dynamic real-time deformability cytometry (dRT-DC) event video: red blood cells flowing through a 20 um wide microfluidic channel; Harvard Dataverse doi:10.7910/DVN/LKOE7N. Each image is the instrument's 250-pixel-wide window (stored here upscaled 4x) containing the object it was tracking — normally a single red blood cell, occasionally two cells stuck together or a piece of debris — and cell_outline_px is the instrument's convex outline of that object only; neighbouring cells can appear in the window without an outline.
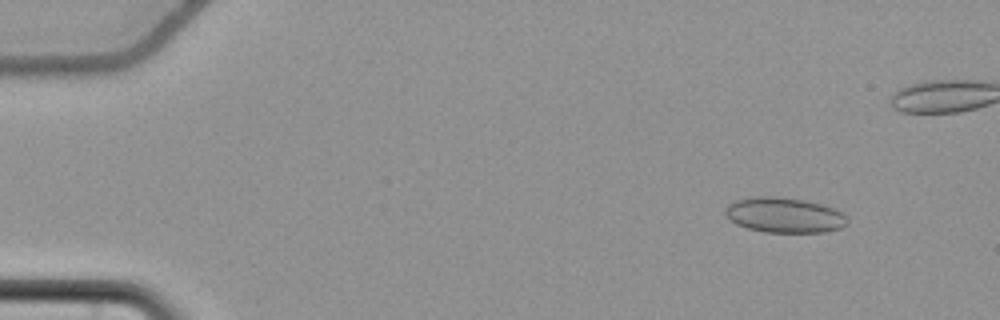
{"species": "common noctule bat (a hibernating species)", "species_latin": "Nyctalus noctula", "temperature_condition": "cold", "stored_images_in_passage": 52, "camera_frame_rate_fps": 3000, "um_per_image_px": 0.085, "animal": {"sex": "female", "body_mass_g": 22.7, "forearm_length_mm": 54.2}, "frame": {"image": 1, "passage_image": 7, "time_ms": 2.0, "image_size_px": [1000, 320], "cell_outline_px": [[848, 224], [840, 228], [824, 232], [764, 232], [748, 228], [736, 224], [728, 220], [724, 212], [724, 208], [728, 204], [736, 200], [752, 196], [772, 196], [804, 200], [824, 204], [844, 212], [848, 216]], "centroid_in_image_um": [66.68, 18.28], "position_along_channel_um": 18.3, "area_um2": 25.43}}
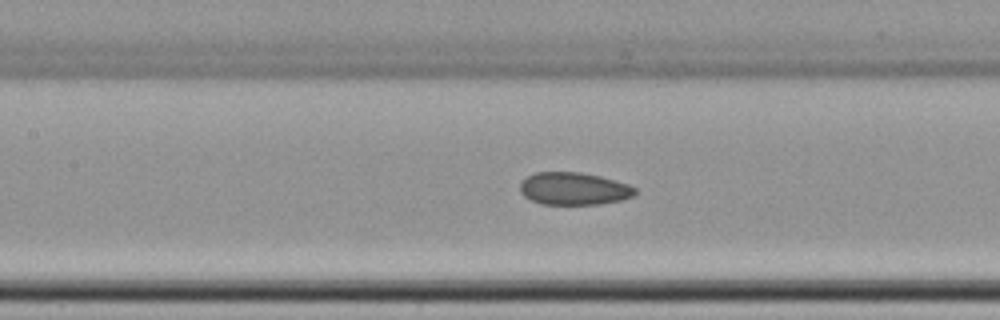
{"frame": {"image": 2, "passage_image": 28, "time_ms": 9.0, "image_size_px": [1000, 320], "cell_outline_px": [[636, 192], [632, 196], [620, 200], [600, 204], [540, 204], [524, 196], [520, 192], [520, 184], [528, 176], [536, 172], [580, 172], [600, 176], [628, 184], [636, 188]], "centroid_in_image_um": [48.77, 16.04], "position_along_channel_um": 158.6, "area_um2": 21.68}}
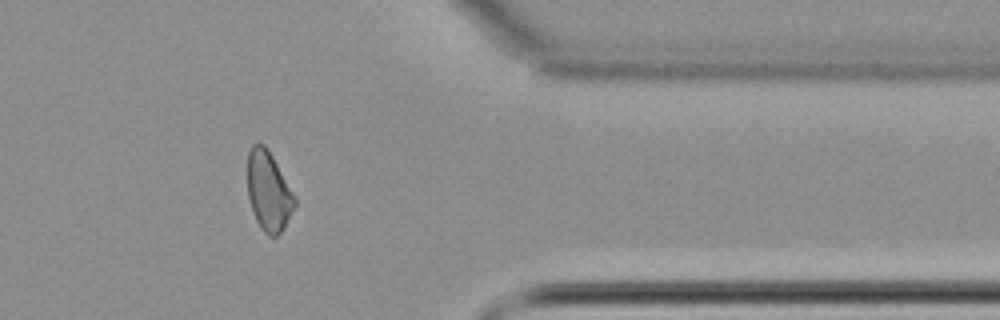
{"frame": {"image": 3, "passage_image": 48, "time_ms": 15.667, "image_size_px": [1000, 320], "cell_outline_px": [[296, 208], [280, 232], [276, 236], [268, 236], [260, 228], [252, 212], [248, 196], [248, 152], [252, 144], [264, 144], [268, 148], [296, 200]], "centroid_in_image_um": [22.81, 16.27], "position_along_channel_um": 388.6, "area_um2": 21.68}, "authors_computed_cell_mechanics": {"area_um2": 22.5998, "velocity_mm_per_s": 3.6817, "shape_relaxation_time_tau1_ms": null, "shape_relaxation_time_tau2_ms": 6.012, "deformation_change_tau1": null, "deformation_change_tau2": 0.103}}